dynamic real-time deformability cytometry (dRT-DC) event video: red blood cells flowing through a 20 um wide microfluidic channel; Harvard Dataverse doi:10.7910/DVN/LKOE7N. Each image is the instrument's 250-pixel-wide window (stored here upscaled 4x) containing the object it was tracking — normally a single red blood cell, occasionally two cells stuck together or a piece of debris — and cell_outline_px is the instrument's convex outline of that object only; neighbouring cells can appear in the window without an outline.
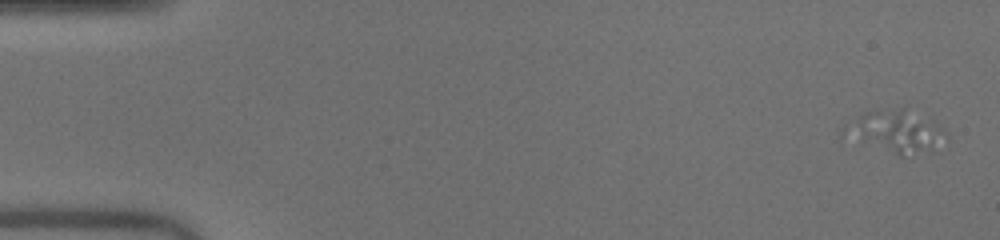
{"species": "human", "species_latin": "Homo sapiens", "temperature_condition": "warm", "stored_images_in_passage": 17, "camera_frame_rate_fps": 3000, "um_per_image_px": 0.085, "donor": {"sex": "male"}, "frame": {"image": 1, "passage_image": 3, "time_ms": 0.667, "image_size_px": [1000, 240], "cell_outline_px": [[948, 140], [904, 156], [900, 156], [860, 116], [864, 112], [900, 108], [904, 108], [932, 120], [944, 128], [948, 132]], "centroid_in_image_um": [76.97, 11.04], "position_along_channel_um": 8.0, "area_um2": 18.26}}